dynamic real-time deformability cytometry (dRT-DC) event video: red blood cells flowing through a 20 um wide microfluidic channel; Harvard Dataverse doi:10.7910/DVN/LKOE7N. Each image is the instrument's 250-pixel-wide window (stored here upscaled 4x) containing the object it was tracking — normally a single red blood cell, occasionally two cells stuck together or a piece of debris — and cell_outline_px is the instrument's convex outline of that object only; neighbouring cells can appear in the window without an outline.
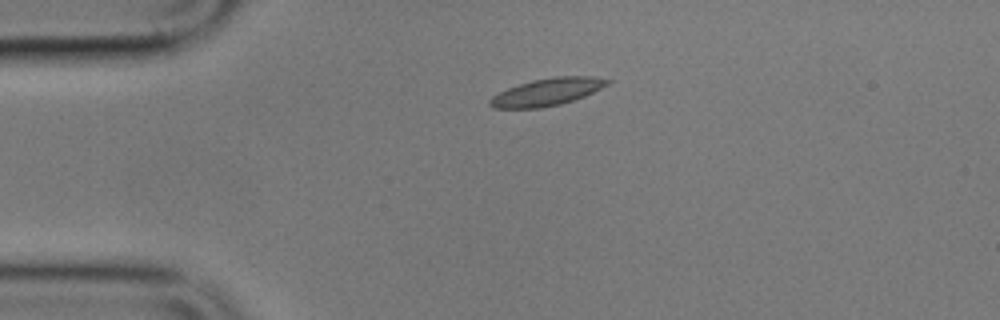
{"species": "common noctule bat (a hibernating species)", "species_latin": "Nyctalus noctula", "temperature_condition": "cold", "stored_images_in_passage": 4, "camera_frame_rate_fps": 3000, "um_per_image_px": 0.085, "animal": {"sex": "male", "body_mass_g": 17.9}, "frame": {"image": 1, "passage_image": 3, "time_ms": 3.0, "image_size_px": [1000, 320], "cell_outline_px": [[612, 80], [608, 84], [584, 96], [560, 104], [540, 108], [492, 108], [488, 104], [488, 100], [492, 96], [508, 88], [532, 80], [556, 76], [592, 76]], "centroid_in_image_um": [46.48, 7.81], "position_along_channel_um": 38.5, "area_um2": 18.55}}